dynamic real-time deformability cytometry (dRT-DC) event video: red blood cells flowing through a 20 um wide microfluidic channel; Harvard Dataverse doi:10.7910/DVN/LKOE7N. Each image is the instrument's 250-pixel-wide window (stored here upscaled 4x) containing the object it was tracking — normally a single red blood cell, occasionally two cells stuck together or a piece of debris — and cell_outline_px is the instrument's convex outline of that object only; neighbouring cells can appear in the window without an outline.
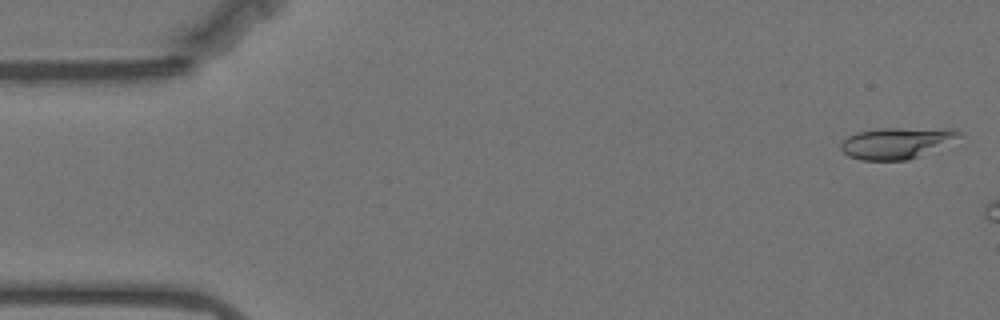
{"species": "Egyptian fruit bat (a non-hibernating species)", "species_latin": "Rousettus aegyptiacus", "temperature_condition": "warm", "stored_images_in_passage": 6, "camera_frame_rate_fps": 3000, "um_per_image_px": 0.085, "animal": {"sex": "female"}, "frame": {"image": 1, "passage_image": 1, "time_ms": 0.0, "image_size_px": [1000, 320], "cell_outline_px": [[964, 136], [908, 160], [860, 160], [848, 156], [840, 148], [840, 144], [848, 136], [856, 132], [876, 128], [952, 128], [964, 132]], "centroid_in_image_um": [76.22, 12.13], "position_along_channel_um": 8.8, "area_um2": 21.68}}